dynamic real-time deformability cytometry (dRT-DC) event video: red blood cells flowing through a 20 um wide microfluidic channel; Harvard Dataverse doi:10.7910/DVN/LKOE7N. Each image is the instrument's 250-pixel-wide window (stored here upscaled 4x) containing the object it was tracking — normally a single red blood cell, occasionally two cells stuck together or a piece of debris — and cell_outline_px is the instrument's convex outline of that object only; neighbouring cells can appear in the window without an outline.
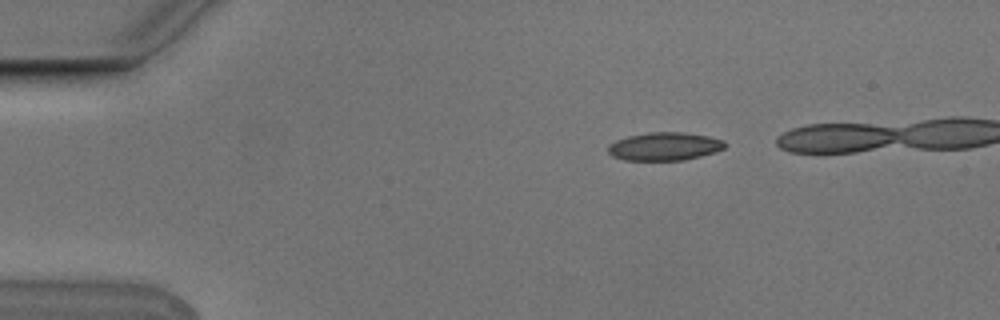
{"species": "Egyptian fruit bat (a non-hibernating species)", "species_latin": "Rousettus aegyptiacus", "temperature_condition": "cold", "stored_images_in_passage": 9, "camera_frame_rate_fps": 3000, "um_per_image_px": 0.085, "animal": {"sex": "male"}, "frame": {"image": 1, "passage_image": 1, "time_ms": 0.0, "image_size_px": [1000, 320], "cell_outline_px": [[728, 144], [724, 148], [700, 156], [684, 160], [624, 160], [612, 156], [608, 152], [608, 144], [616, 140], [628, 136], [648, 132], [684, 132], [708, 136], [724, 140]], "centroid_in_image_um": [56.47, 12.44], "position_along_channel_um": 28.5, "area_um2": 19.19}}
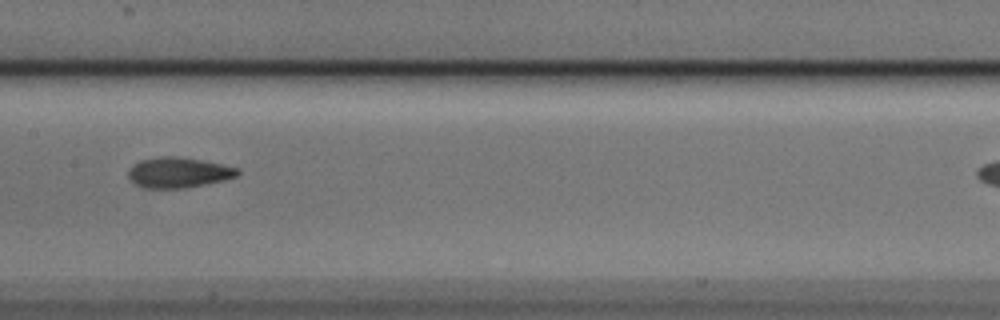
{"frame": {"image": 2, "passage_image": 6, "time_ms": 1.667, "image_size_px": [1000, 320], "cell_outline_px": [[240, 172], [236, 176], [220, 180], [184, 188], [144, 188], [136, 184], [128, 176], [128, 168], [132, 164], [140, 160], [160, 156], [180, 156], [240, 168]], "centroid_in_image_um": [15.11, 14.65], "position_along_channel_um": 192.3, "area_um2": 19.19}}
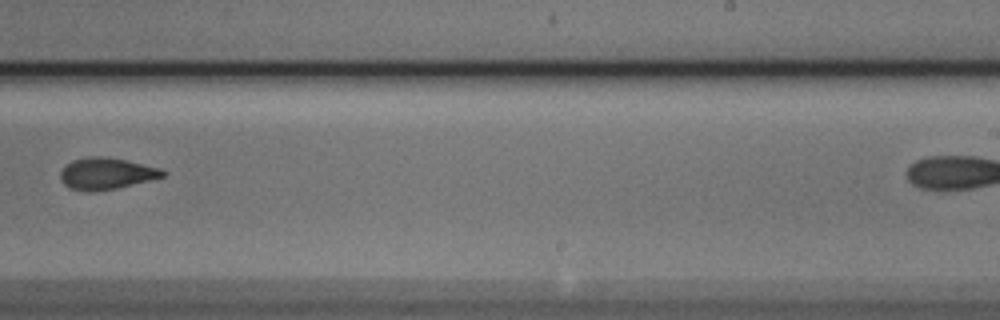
{"frame": {"image": 3, "passage_image": 8, "time_ms": 2.333, "image_size_px": [1000, 320], "cell_outline_px": [[168, 172], [164, 176], [116, 188], [88, 192], [68, 188], [60, 180], [60, 172], [72, 160], [88, 156], [104, 156], [124, 160], [160, 168]], "centroid_in_image_um": [9.0, 14.75], "position_along_channel_um": 280.0, "area_um2": 18.67}}